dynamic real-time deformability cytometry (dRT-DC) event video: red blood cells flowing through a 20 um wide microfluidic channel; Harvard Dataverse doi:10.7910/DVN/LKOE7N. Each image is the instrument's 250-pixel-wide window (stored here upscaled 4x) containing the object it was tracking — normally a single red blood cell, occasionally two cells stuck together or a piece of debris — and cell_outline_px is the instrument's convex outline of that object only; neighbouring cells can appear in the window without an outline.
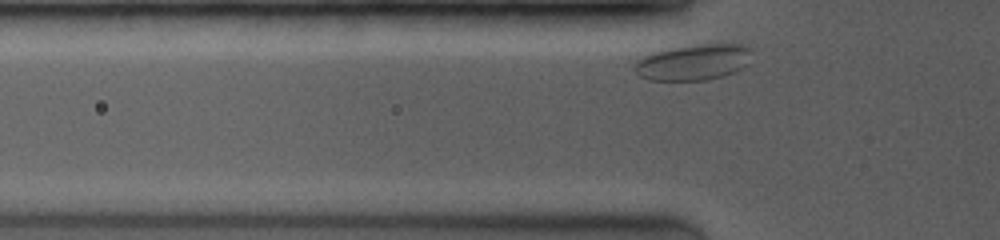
{"species": "common noctule bat (a hibernating species)", "species_latin": "Nyctalus noctula", "temperature_condition": "room temperature", "stored_images_in_passage": 21, "camera_frame_rate_fps": 3500, "um_per_image_px": 0.085, "animal": {"sex": "female", "body_mass_g": 19.0, "forearm_length_mm": 53.3}, "frame": {"image": 1, "passage_image": 2, "time_ms": 0.286, "image_size_px": [1000, 240], "cell_outline_px": [[752, 52], [748, 64], [724, 76], [708, 80], [648, 80], [640, 76], [632, 68], [632, 64], [636, 60], [652, 52], [668, 48], [700, 44], [740, 44], [752, 48]], "centroid_in_image_um": [58.91, 5.28], "position_along_channel_um": 66.9, "area_um2": 24.8}}
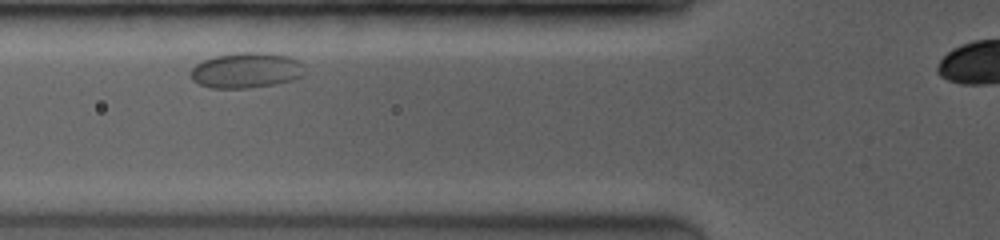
{"frame": {"image": 2, "passage_image": 6, "time_ms": 1.429, "image_size_px": [1000, 240], "cell_outline_px": [[304, 76], [292, 80], [276, 84], [248, 88], [212, 88], [200, 84], [192, 80], [188, 72], [196, 64], [204, 60], [216, 56], [240, 52], [268, 52], [288, 56], [300, 60], [304, 64]], "centroid_in_image_um": [20.97, 5.97], "position_along_channel_um": 104.8, "area_um2": 23.87}}
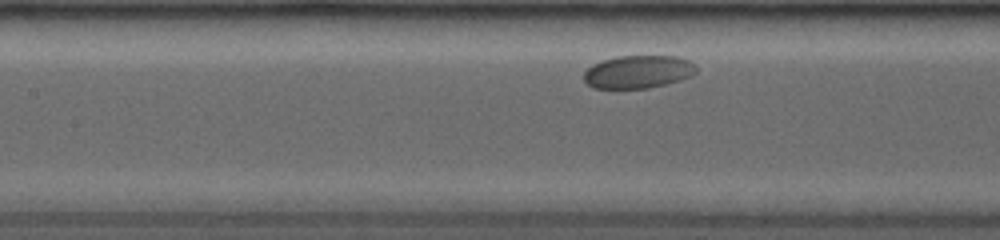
{"frame": {"image": 3, "passage_image": 10, "time_ms": 2.857, "image_size_px": [1000, 240], "cell_outline_px": [[696, 72], [692, 76], [680, 80], [648, 88], [596, 88], [588, 84], [584, 80], [584, 72], [592, 64], [616, 56], [676, 56], [688, 60], [696, 64]], "centroid_in_image_um": [54.26, 6.1], "position_along_channel_um": 153.1, "area_um2": 21.5}}